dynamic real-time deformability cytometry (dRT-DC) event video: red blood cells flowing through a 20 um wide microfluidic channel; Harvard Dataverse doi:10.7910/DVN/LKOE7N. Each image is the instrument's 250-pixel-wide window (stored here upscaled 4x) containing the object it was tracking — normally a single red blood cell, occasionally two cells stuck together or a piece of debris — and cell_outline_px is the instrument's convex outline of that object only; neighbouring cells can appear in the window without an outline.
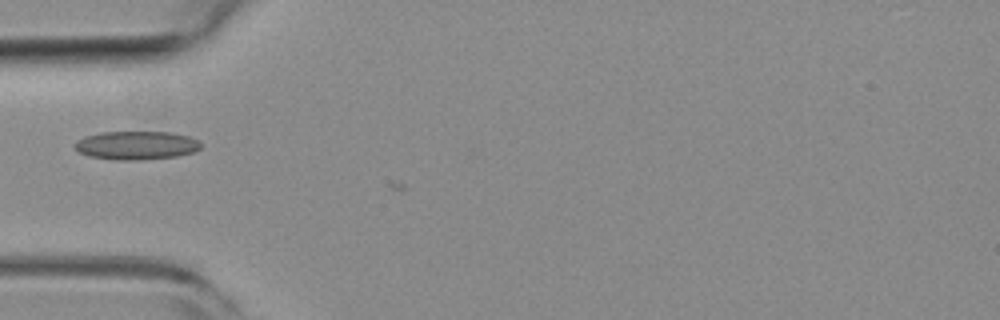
{"species": "common noctule bat (a hibernating species)", "species_latin": "Nyctalus noctula", "temperature_condition": "room temperature", "stored_images_in_passage": 4, "camera_frame_rate_fps": 3000, "um_per_image_px": 0.085, "animal": {"sex": "female", "body_mass_g": 19.3, "forearm_length_mm": 54.1}, "frame": {"image": 1, "passage_image": 3, "time_ms": 0.667, "image_size_px": [1000, 320], "cell_outline_px": [[200, 148], [192, 152], [176, 156], [140, 160], [116, 160], [88, 156], [80, 152], [76, 148], [76, 140], [84, 136], [100, 132], [172, 132], [188, 136], [196, 140], [200, 144]], "centroid_in_image_um": [11.56, 12.35], "position_along_channel_um": 73.4, "area_um2": 20.81}}